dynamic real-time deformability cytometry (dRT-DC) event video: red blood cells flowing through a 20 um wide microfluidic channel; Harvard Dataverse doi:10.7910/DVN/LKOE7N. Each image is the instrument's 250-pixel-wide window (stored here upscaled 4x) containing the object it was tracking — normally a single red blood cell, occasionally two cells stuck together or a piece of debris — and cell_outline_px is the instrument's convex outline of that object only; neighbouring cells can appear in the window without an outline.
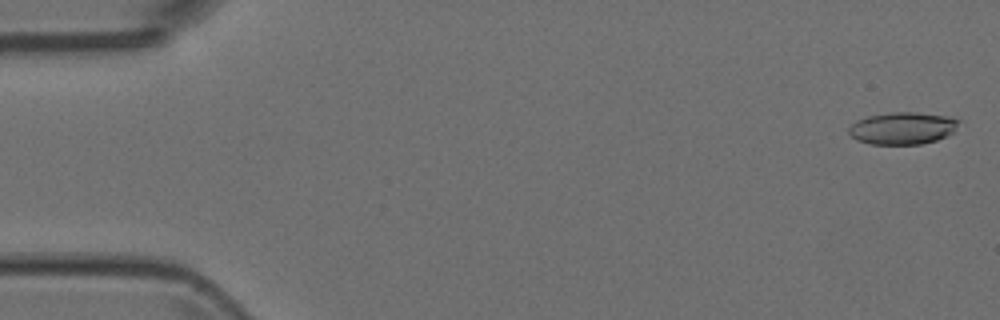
{"species": "Egyptian fruit bat (a non-hibernating species)", "species_latin": "Rousettus aegyptiacus", "temperature_condition": "room temperature", "stored_images_in_passage": 5, "camera_frame_rate_fps": 3000, "um_per_image_px": 0.085, "animal": {"sex": "female"}, "frame": {"image": 1, "passage_image": 1, "time_ms": 0.0, "image_size_px": [1000, 320], "cell_outline_px": [[960, 120], [952, 132], [948, 136], [936, 140], [920, 144], [872, 144], [856, 140], [848, 132], [848, 128], [856, 120], [868, 116], [892, 112], [916, 112], [948, 116]], "centroid_in_image_um": [76.7, 10.89], "position_along_channel_um": 8.3, "area_um2": 20.58}}
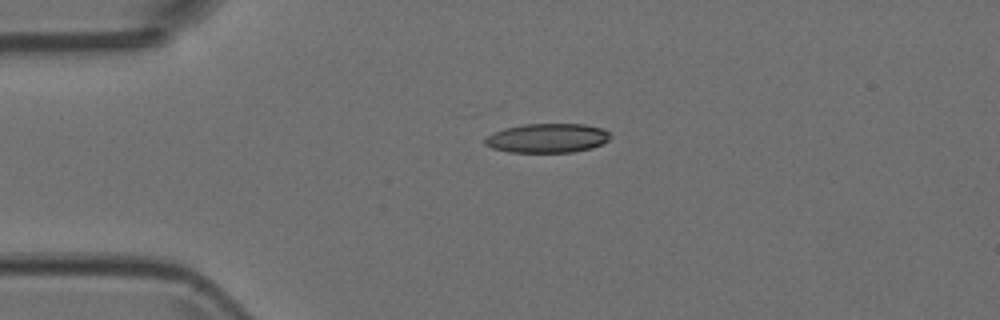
{"frame": {"image": 2, "passage_image": 4, "time_ms": 1.0, "image_size_px": [1000, 320], "cell_outline_px": [[612, 136], [608, 140], [592, 148], [572, 152], [508, 152], [492, 148], [484, 144], [484, 136], [492, 132], [504, 128], [524, 124], [584, 124], [604, 128]], "centroid_in_image_um": [46.49, 11.73], "position_along_channel_um": 38.5, "area_um2": 21.56}}